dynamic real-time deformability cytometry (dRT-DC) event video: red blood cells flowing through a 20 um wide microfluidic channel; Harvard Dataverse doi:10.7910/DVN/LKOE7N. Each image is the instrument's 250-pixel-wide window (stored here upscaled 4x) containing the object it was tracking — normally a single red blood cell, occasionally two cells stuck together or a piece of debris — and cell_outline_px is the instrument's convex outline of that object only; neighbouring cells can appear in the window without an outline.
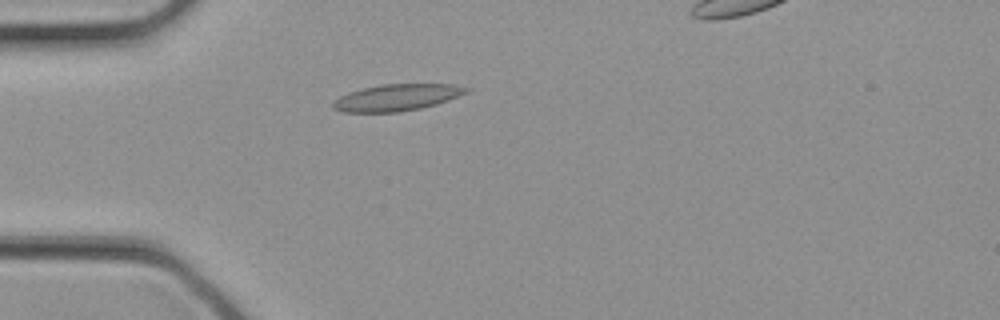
{"species": "common noctule bat (a hibernating species)", "species_latin": "Nyctalus noctula", "temperature_condition": "cold", "stored_images_in_passage": 29, "camera_frame_rate_fps": 3000, "um_per_image_px": 0.085, "animal": {"sex": "female", "body_mass_g": 21.9}, "frame": {"image": 1, "passage_image": 8, "time_ms": 2.333, "image_size_px": [1000, 320], "cell_outline_px": [[472, 88], [468, 92], [448, 100], [436, 104], [420, 108], [400, 112], [340, 112], [332, 108], [332, 100], [348, 92], [360, 88], [380, 84], [452, 84]], "centroid_in_image_um": [33.69, 8.28], "position_along_channel_um": 51.3, "area_um2": 20.92}}
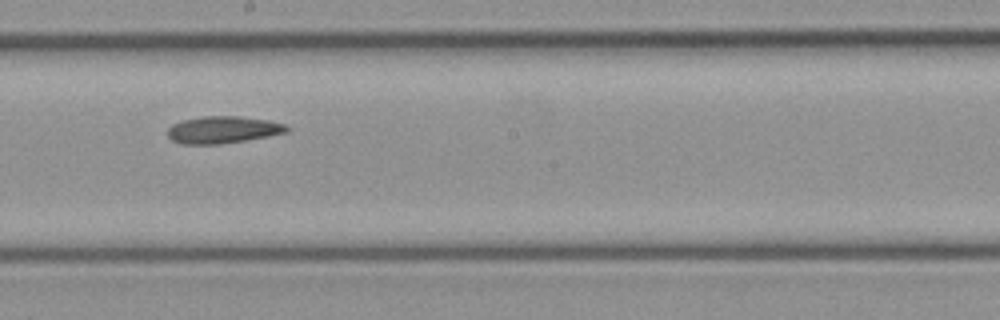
{"frame": {"image": 2, "passage_image": 17, "time_ms": 5.333, "image_size_px": [1000, 320], "cell_outline_px": [[288, 132], [268, 136], [220, 144], [180, 144], [172, 140], [168, 136], [168, 128], [172, 124], [184, 120], [204, 116], [240, 116], [268, 120], [284, 124], [288, 128]], "centroid_in_image_um": [18.93, 11.03], "position_along_channel_um": 229.3, "area_um2": 18.67}}
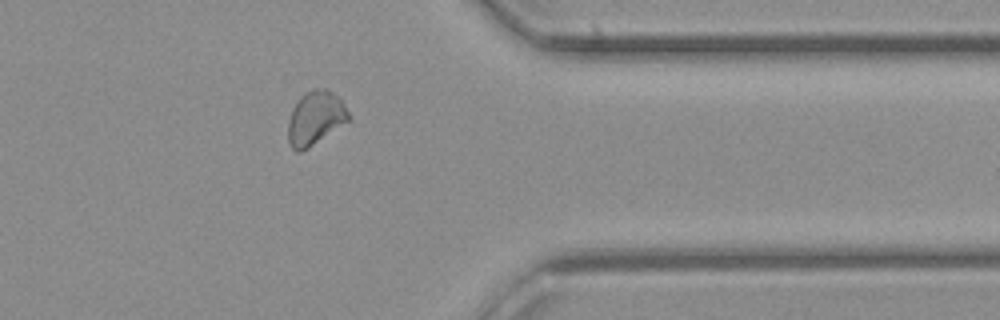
{"frame": {"image": 3, "passage_image": 25, "time_ms": 8.0, "image_size_px": [1000, 320], "cell_outline_px": [[348, 120], [300, 152], [296, 152], [292, 148], [288, 140], [288, 120], [292, 108], [300, 96], [304, 92], [312, 88], [324, 88], [332, 92], [344, 104], [348, 112]], "centroid_in_image_um": [26.74, 9.99], "position_along_channel_um": 384.7, "area_um2": 18.5}}